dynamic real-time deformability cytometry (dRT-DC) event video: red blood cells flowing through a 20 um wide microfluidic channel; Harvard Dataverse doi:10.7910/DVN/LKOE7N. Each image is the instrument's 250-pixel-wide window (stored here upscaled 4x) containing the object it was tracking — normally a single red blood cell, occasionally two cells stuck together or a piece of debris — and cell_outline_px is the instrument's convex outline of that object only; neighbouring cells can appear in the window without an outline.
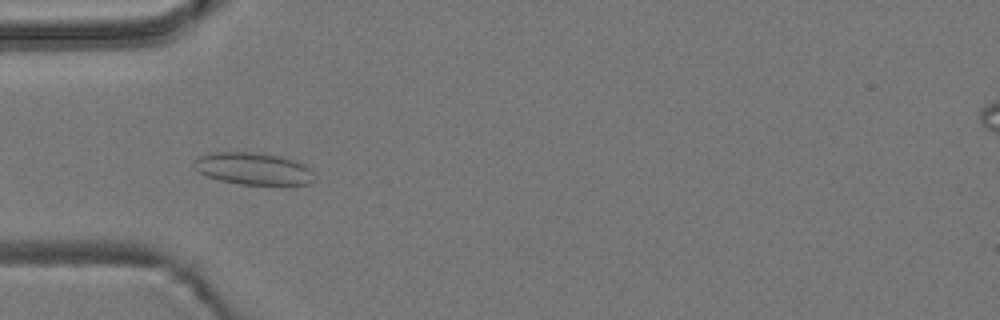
{"species": "common noctule bat (a hibernating species)", "species_latin": "Nyctalus noctula", "temperature_condition": "room temperature", "stored_images_in_passage": 34, "camera_frame_rate_fps": 3000, "um_per_image_px": 0.085, "animal": {"sex": "male", "body_mass_g": 19.2, "forearm_length_mm": 51.8}, "frame": {"image": 1, "passage_image": 1, "time_ms": 0.0, "image_size_px": [1000, 320], "cell_outline_px": [[316, 180], [312, 184], [240, 184], [220, 180], [208, 176], [192, 168], [192, 160], [208, 152], [260, 152], [284, 156], [296, 160], [304, 164], [312, 172]], "centroid_in_image_um": [21.53, 14.31], "position_along_channel_um": 63.5, "area_um2": 22.89}}
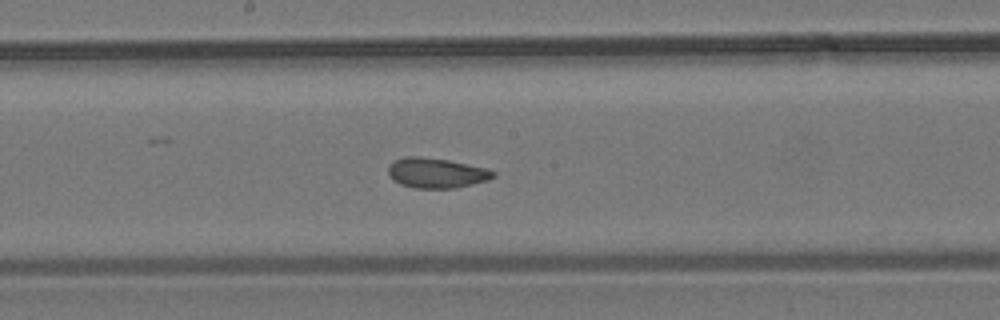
{"frame": {"image": 2, "passage_image": 13, "time_ms": 4.0, "image_size_px": [1000, 320], "cell_outline_px": [[496, 176], [488, 180], [456, 188], [416, 188], [400, 184], [392, 180], [388, 172], [388, 168], [396, 160], [404, 156], [420, 156], [448, 160], [488, 168], [496, 172]], "centroid_in_image_um": [37.12, 14.7], "position_along_channel_um": 211.1, "area_um2": 18.44}}
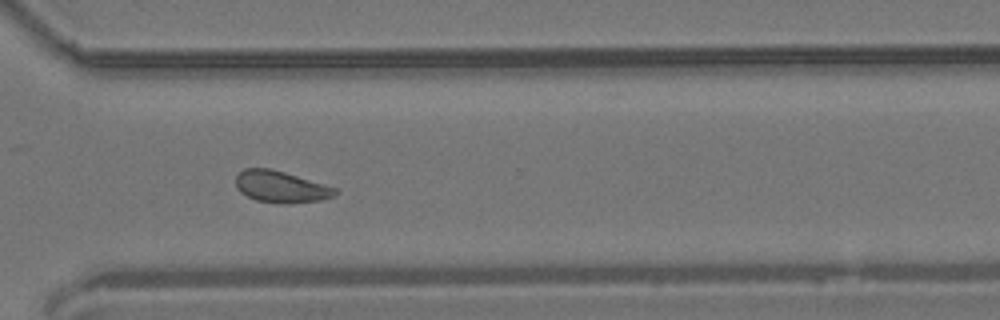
{"frame": {"image": 3, "passage_image": 24, "time_ms": 7.667, "image_size_px": [1000, 320], "cell_outline_px": [[340, 192], [336, 196], [320, 200], [288, 204], [256, 200], [240, 192], [236, 188], [236, 176], [244, 168], [272, 168], [324, 184], [336, 188]], "centroid_in_image_um": [23.89, 15.87], "position_along_channel_um": 346.7, "area_um2": 18.38}, "authors_computed_cell_mechanics": {"area_um2": 18.6694, "velocity_mm_per_s": 3.7125, "shape_relaxation_time_tau1_ms": 8.0391, "shape_relaxation_time_tau2_ms": 1.1769, "deformation_change_tau1": 0.1095, "deformation_change_tau2": 0.077}}